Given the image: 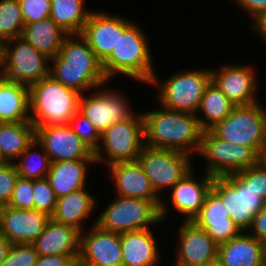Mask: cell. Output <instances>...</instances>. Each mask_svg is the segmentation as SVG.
<instances>
[{
	"instance_id": "obj_1",
	"label": "cell",
	"mask_w": 266,
	"mask_h": 266,
	"mask_svg": "<svg viewBox=\"0 0 266 266\" xmlns=\"http://www.w3.org/2000/svg\"><path fill=\"white\" fill-rule=\"evenodd\" d=\"M148 38L142 27L134 21L118 16V42L111 54L102 62L104 74L109 79L123 74L148 85H157ZM146 82V83H145Z\"/></svg>"
},
{
	"instance_id": "obj_2",
	"label": "cell",
	"mask_w": 266,
	"mask_h": 266,
	"mask_svg": "<svg viewBox=\"0 0 266 266\" xmlns=\"http://www.w3.org/2000/svg\"><path fill=\"white\" fill-rule=\"evenodd\" d=\"M53 68L49 75L59 83L85 94L108 82L102 62L81 34L68 35L55 58L50 59Z\"/></svg>"
},
{
	"instance_id": "obj_3",
	"label": "cell",
	"mask_w": 266,
	"mask_h": 266,
	"mask_svg": "<svg viewBox=\"0 0 266 266\" xmlns=\"http://www.w3.org/2000/svg\"><path fill=\"white\" fill-rule=\"evenodd\" d=\"M163 108V109H162ZM145 145L198 154L203 129L196 114L161 109L142 113Z\"/></svg>"
},
{
	"instance_id": "obj_4",
	"label": "cell",
	"mask_w": 266,
	"mask_h": 266,
	"mask_svg": "<svg viewBox=\"0 0 266 266\" xmlns=\"http://www.w3.org/2000/svg\"><path fill=\"white\" fill-rule=\"evenodd\" d=\"M81 94L50 75L29 86L30 122L34 127L68 125L79 109Z\"/></svg>"
},
{
	"instance_id": "obj_5",
	"label": "cell",
	"mask_w": 266,
	"mask_h": 266,
	"mask_svg": "<svg viewBox=\"0 0 266 266\" xmlns=\"http://www.w3.org/2000/svg\"><path fill=\"white\" fill-rule=\"evenodd\" d=\"M163 200L115 196L94 223L100 229L118 234L150 228L167 217Z\"/></svg>"
},
{
	"instance_id": "obj_6",
	"label": "cell",
	"mask_w": 266,
	"mask_h": 266,
	"mask_svg": "<svg viewBox=\"0 0 266 266\" xmlns=\"http://www.w3.org/2000/svg\"><path fill=\"white\" fill-rule=\"evenodd\" d=\"M144 145V117L142 113L134 114L101 133L99 148L94 153L95 162H104L106 166L117 162H135Z\"/></svg>"
},
{
	"instance_id": "obj_7",
	"label": "cell",
	"mask_w": 266,
	"mask_h": 266,
	"mask_svg": "<svg viewBox=\"0 0 266 266\" xmlns=\"http://www.w3.org/2000/svg\"><path fill=\"white\" fill-rule=\"evenodd\" d=\"M48 63L50 58L21 37L1 44L0 76L6 80L31 86L49 75Z\"/></svg>"
},
{
	"instance_id": "obj_8",
	"label": "cell",
	"mask_w": 266,
	"mask_h": 266,
	"mask_svg": "<svg viewBox=\"0 0 266 266\" xmlns=\"http://www.w3.org/2000/svg\"><path fill=\"white\" fill-rule=\"evenodd\" d=\"M211 190L223 202L229 218L241 232H247L254 216L266 206V200L237 173L213 177Z\"/></svg>"
},
{
	"instance_id": "obj_9",
	"label": "cell",
	"mask_w": 266,
	"mask_h": 266,
	"mask_svg": "<svg viewBox=\"0 0 266 266\" xmlns=\"http://www.w3.org/2000/svg\"><path fill=\"white\" fill-rule=\"evenodd\" d=\"M210 130L224 141L252 147L258 152L266 143V110L259 102L235 106L226 118Z\"/></svg>"
},
{
	"instance_id": "obj_10",
	"label": "cell",
	"mask_w": 266,
	"mask_h": 266,
	"mask_svg": "<svg viewBox=\"0 0 266 266\" xmlns=\"http://www.w3.org/2000/svg\"><path fill=\"white\" fill-rule=\"evenodd\" d=\"M210 82V68L179 71L160 85L157 100L164 108L196 114L205 88Z\"/></svg>"
},
{
	"instance_id": "obj_11",
	"label": "cell",
	"mask_w": 266,
	"mask_h": 266,
	"mask_svg": "<svg viewBox=\"0 0 266 266\" xmlns=\"http://www.w3.org/2000/svg\"><path fill=\"white\" fill-rule=\"evenodd\" d=\"M198 155L207 161L205 171L213 177L234 174L257 165V152L252 147L224 141L211 130L203 131Z\"/></svg>"
},
{
	"instance_id": "obj_12",
	"label": "cell",
	"mask_w": 266,
	"mask_h": 266,
	"mask_svg": "<svg viewBox=\"0 0 266 266\" xmlns=\"http://www.w3.org/2000/svg\"><path fill=\"white\" fill-rule=\"evenodd\" d=\"M190 157L181 151L144 145L137 161L160 197L162 190L172 188L193 169Z\"/></svg>"
},
{
	"instance_id": "obj_13",
	"label": "cell",
	"mask_w": 266,
	"mask_h": 266,
	"mask_svg": "<svg viewBox=\"0 0 266 266\" xmlns=\"http://www.w3.org/2000/svg\"><path fill=\"white\" fill-rule=\"evenodd\" d=\"M128 101L127 98L124 99L123 94L103 88L90 96L81 94L78 111L89 119L101 134L112 124L130 119L134 115Z\"/></svg>"
},
{
	"instance_id": "obj_14",
	"label": "cell",
	"mask_w": 266,
	"mask_h": 266,
	"mask_svg": "<svg viewBox=\"0 0 266 266\" xmlns=\"http://www.w3.org/2000/svg\"><path fill=\"white\" fill-rule=\"evenodd\" d=\"M35 139L43 146L50 162L95 160L94 152L68 125L35 128Z\"/></svg>"
},
{
	"instance_id": "obj_15",
	"label": "cell",
	"mask_w": 266,
	"mask_h": 266,
	"mask_svg": "<svg viewBox=\"0 0 266 266\" xmlns=\"http://www.w3.org/2000/svg\"><path fill=\"white\" fill-rule=\"evenodd\" d=\"M120 234L100 229L93 222L80 233L78 266H122Z\"/></svg>"
},
{
	"instance_id": "obj_16",
	"label": "cell",
	"mask_w": 266,
	"mask_h": 266,
	"mask_svg": "<svg viewBox=\"0 0 266 266\" xmlns=\"http://www.w3.org/2000/svg\"><path fill=\"white\" fill-rule=\"evenodd\" d=\"M174 266H205L218 258V244L193 221H183L178 228Z\"/></svg>"
},
{
	"instance_id": "obj_17",
	"label": "cell",
	"mask_w": 266,
	"mask_h": 266,
	"mask_svg": "<svg viewBox=\"0 0 266 266\" xmlns=\"http://www.w3.org/2000/svg\"><path fill=\"white\" fill-rule=\"evenodd\" d=\"M254 69L248 65H225L219 70L211 69V81L235 106L255 104L257 80ZM257 100V101H256Z\"/></svg>"
},
{
	"instance_id": "obj_18",
	"label": "cell",
	"mask_w": 266,
	"mask_h": 266,
	"mask_svg": "<svg viewBox=\"0 0 266 266\" xmlns=\"http://www.w3.org/2000/svg\"><path fill=\"white\" fill-rule=\"evenodd\" d=\"M50 216L34 209L0 207V233L12 244H31L43 232Z\"/></svg>"
},
{
	"instance_id": "obj_19",
	"label": "cell",
	"mask_w": 266,
	"mask_h": 266,
	"mask_svg": "<svg viewBox=\"0 0 266 266\" xmlns=\"http://www.w3.org/2000/svg\"><path fill=\"white\" fill-rule=\"evenodd\" d=\"M193 169L171 188V206L184 215L183 221H193L200 213L207 194L211 191L213 176L204 172L198 181Z\"/></svg>"
},
{
	"instance_id": "obj_20",
	"label": "cell",
	"mask_w": 266,
	"mask_h": 266,
	"mask_svg": "<svg viewBox=\"0 0 266 266\" xmlns=\"http://www.w3.org/2000/svg\"><path fill=\"white\" fill-rule=\"evenodd\" d=\"M80 233L75 227L50 218L43 232L31 244L39 256L70 255L78 261Z\"/></svg>"
},
{
	"instance_id": "obj_21",
	"label": "cell",
	"mask_w": 266,
	"mask_h": 266,
	"mask_svg": "<svg viewBox=\"0 0 266 266\" xmlns=\"http://www.w3.org/2000/svg\"><path fill=\"white\" fill-rule=\"evenodd\" d=\"M193 222L204 229L218 245L241 233L229 218V212L223 202L212 190L207 194L204 205Z\"/></svg>"
},
{
	"instance_id": "obj_22",
	"label": "cell",
	"mask_w": 266,
	"mask_h": 266,
	"mask_svg": "<svg viewBox=\"0 0 266 266\" xmlns=\"http://www.w3.org/2000/svg\"><path fill=\"white\" fill-rule=\"evenodd\" d=\"M109 171L115 185L116 195L144 200H162L138 161L110 164Z\"/></svg>"
},
{
	"instance_id": "obj_23",
	"label": "cell",
	"mask_w": 266,
	"mask_h": 266,
	"mask_svg": "<svg viewBox=\"0 0 266 266\" xmlns=\"http://www.w3.org/2000/svg\"><path fill=\"white\" fill-rule=\"evenodd\" d=\"M80 34L96 57L103 62L118 42V16L91 12Z\"/></svg>"
},
{
	"instance_id": "obj_24",
	"label": "cell",
	"mask_w": 266,
	"mask_h": 266,
	"mask_svg": "<svg viewBox=\"0 0 266 266\" xmlns=\"http://www.w3.org/2000/svg\"><path fill=\"white\" fill-rule=\"evenodd\" d=\"M218 259L224 266H266V246L241 232L218 246Z\"/></svg>"
},
{
	"instance_id": "obj_25",
	"label": "cell",
	"mask_w": 266,
	"mask_h": 266,
	"mask_svg": "<svg viewBox=\"0 0 266 266\" xmlns=\"http://www.w3.org/2000/svg\"><path fill=\"white\" fill-rule=\"evenodd\" d=\"M149 229L120 234L122 266H156L158 264L160 251L153 232Z\"/></svg>"
},
{
	"instance_id": "obj_26",
	"label": "cell",
	"mask_w": 266,
	"mask_h": 266,
	"mask_svg": "<svg viewBox=\"0 0 266 266\" xmlns=\"http://www.w3.org/2000/svg\"><path fill=\"white\" fill-rule=\"evenodd\" d=\"M96 198L85 188L57 198L56 208L51 218L64 225L75 227L80 232L84 231L83 221L92 215L97 207Z\"/></svg>"
},
{
	"instance_id": "obj_27",
	"label": "cell",
	"mask_w": 266,
	"mask_h": 266,
	"mask_svg": "<svg viewBox=\"0 0 266 266\" xmlns=\"http://www.w3.org/2000/svg\"><path fill=\"white\" fill-rule=\"evenodd\" d=\"M95 160H74L54 162L50 165L47 179L57 198L86 188L88 165Z\"/></svg>"
},
{
	"instance_id": "obj_28",
	"label": "cell",
	"mask_w": 266,
	"mask_h": 266,
	"mask_svg": "<svg viewBox=\"0 0 266 266\" xmlns=\"http://www.w3.org/2000/svg\"><path fill=\"white\" fill-rule=\"evenodd\" d=\"M29 86L0 76V123L30 121Z\"/></svg>"
},
{
	"instance_id": "obj_29",
	"label": "cell",
	"mask_w": 266,
	"mask_h": 266,
	"mask_svg": "<svg viewBox=\"0 0 266 266\" xmlns=\"http://www.w3.org/2000/svg\"><path fill=\"white\" fill-rule=\"evenodd\" d=\"M68 35L48 17L41 21L25 24L21 38L30 43L38 52L52 59L57 56Z\"/></svg>"
},
{
	"instance_id": "obj_30",
	"label": "cell",
	"mask_w": 266,
	"mask_h": 266,
	"mask_svg": "<svg viewBox=\"0 0 266 266\" xmlns=\"http://www.w3.org/2000/svg\"><path fill=\"white\" fill-rule=\"evenodd\" d=\"M34 140L35 127L30 121L0 123V152L7 163L16 162Z\"/></svg>"
},
{
	"instance_id": "obj_31",
	"label": "cell",
	"mask_w": 266,
	"mask_h": 266,
	"mask_svg": "<svg viewBox=\"0 0 266 266\" xmlns=\"http://www.w3.org/2000/svg\"><path fill=\"white\" fill-rule=\"evenodd\" d=\"M235 105L226 95L211 81L205 88L204 94L196 115L201 112V117L197 115L201 128L206 131L213 128L217 123L226 118Z\"/></svg>"
},
{
	"instance_id": "obj_32",
	"label": "cell",
	"mask_w": 266,
	"mask_h": 266,
	"mask_svg": "<svg viewBox=\"0 0 266 266\" xmlns=\"http://www.w3.org/2000/svg\"><path fill=\"white\" fill-rule=\"evenodd\" d=\"M84 0H50V18L69 35L80 34L87 22L90 10Z\"/></svg>"
},
{
	"instance_id": "obj_33",
	"label": "cell",
	"mask_w": 266,
	"mask_h": 266,
	"mask_svg": "<svg viewBox=\"0 0 266 266\" xmlns=\"http://www.w3.org/2000/svg\"><path fill=\"white\" fill-rule=\"evenodd\" d=\"M41 149L42 153L35 149ZM14 162L18 176L25 179L37 180L47 178L50 171V159L43 146L35 139Z\"/></svg>"
},
{
	"instance_id": "obj_34",
	"label": "cell",
	"mask_w": 266,
	"mask_h": 266,
	"mask_svg": "<svg viewBox=\"0 0 266 266\" xmlns=\"http://www.w3.org/2000/svg\"><path fill=\"white\" fill-rule=\"evenodd\" d=\"M24 21L18 0H0V43L21 37Z\"/></svg>"
},
{
	"instance_id": "obj_35",
	"label": "cell",
	"mask_w": 266,
	"mask_h": 266,
	"mask_svg": "<svg viewBox=\"0 0 266 266\" xmlns=\"http://www.w3.org/2000/svg\"><path fill=\"white\" fill-rule=\"evenodd\" d=\"M34 210L50 217L54 214L57 197L47 178L33 180Z\"/></svg>"
},
{
	"instance_id": "obj_36",
	"label": "cell",
	"mask_w": 266,
	"mask_h": 266,
	"mask_svg": "<svg viewBox=\"0 0 266 266\" xmlns=\"http://www.w3.org/2000/svg\"><path fill=\"white\" fill-rule=\"evenodd\" d=\"M73 132L88 146L94 153L99 148L101 134L94 125L77 111L69 122Z\"/></svg>"
},
{
	"instance_id": "obj_37",
	"label": "cell",
	"mask_w": 266,
	"mask_h": 266,
	"mask_svg": "<svg viewBox=\"0 0 266 266\" xmlns=\"http://www.w3.org/2000/svg\"><path fill=\"white\" fill-rule=\"evenodd\" d=\"M38 257L32 244H13L2 266H34Z\"/></svg>"
},
{
	"instance_id": "obj_38",
	"label": "cell",
	"mask_w": 266,
	"mask_h": 266,
	"mask_svg": "<svg viewBox=\"0 0 266 266\" xmlns=\"http://www.w3.org/2000/svg\"><path fill=\"white\" fill-rule=\"evenodd\" d=\"M7 206L16 209H34L33 180L18 177Z\"/></svg>"
},
{
	"instance_id": "obj_39",
	"label": "cell",
	"mask_w": 266,
	"mask_h": 266,
	"mask_svg": "<svg viewBox=\"0 0 266 266\" xmlns=\"http://www.w3.org/2000/svg\"><path fill=\"white\" fill-rule=\"evenodd\" d=\"M22 10L24 24L41 21L50 17V0H18Z\"/></svg>"
},
{
	"instance_id": "obj_40",
	"label": "cell",
	"mask_w": 266,
	"mask_h": 266,
	"mask_svg": "<svg viewBox=\"0 0 266 266\" xmlns=\"http://www.w3.org/2000/svg\"><path fill=\"white\" fill-rule=\"evenodd\" d=\"M18 177L14 163L0 167V207L8 205Z\"/></svg>"
},
{
	"instance_id": "obj_41",
	"label": "cell",
	"mask_w": 266,
	"mask_h": 266,
	"mask_svg": "<svg viewBox=\"0 0 266 266\" xmlns=\"http://www.w3.org/2000/svg\"><path fill=\"white\" fill-rule=\"evenodd\" d=\"M237 174L247 183L250 187L266 200V171L261 169L258 165L243 169Z\"/></svg>"
},
{
	"instance_id": "obj_42",
	"label": "cell",
	"mask_w": 266,
	"mask_h": 266,
	"mask_svg": "<svg viewBox=\"0 0 266 266\" xmlns=\"http://www.w3.org/2000/svg\"><path fill=\"white\" fill-rule=\"evenodd\" d=\"M251 236L255 237L258 241L266 246V206L262 208L254 216L252 225L248 232Z\"/></svg>"
},
{
	"instance_id": "obj_43",
	"label": "cell",
	"mask_w": 266,
	"mask_h": 266,
	"mask_svg": "<svg viewBox=\"0 0 266 266\" xmlns=\"http://www.w3.org/2000/svg\"><path fill=\"white\" fill-rule=\"evenodd\" d=\"M34 266H78V261L70 255L39 256Z\"/></svg>"
},
{
	"instance_id": "obj_44",
	"label": "cell",
	"mask_w": 266,
	"mask_h": 266,
	"mask_svg": "<svg viewBox=\"0 0 266 266\" xmlns=\"http://www.w3.org/2000/svg\"><path fill=\"white\" fill-rule=\"evenodd\" d=\"M239 7L250 14L252 20L266 13V0H234Z\"/></svg>"
},
{
	"instance_id": "obj_45",
	"label": "cell",
	"mask_w": 266,
	"mask_h": 266,
	"mask_svg": "<svg viewBox=\"0 0 266 266\" xmlns=\"http://www.w3.org/2000/svg\"><path fill=\"white\" fill-rule=\"evenodd\" d=\"M253 22L252 28L259 32V36L261 35V38L263 37L266 41V13L259 15Z\"/></svg>"
},
{
	"instance_id": "obj_46",
	"label": "cell",
	"mask_w": 266,
	"mask_h": 266,
	"mask_svg": "<svg viewBox=\"0 0 266 266\" xmlns=\"http://www.w3.org/2000/svg\"><path fill=\"white\" fill-rule=\"evenodd\" d=\"M12 245L13 244L9 241V239L0 233V266H2V263L6 259Z\"/></svg>"
},
{
	"instance_id": "obj_47",
	"label": "cell",
	"mask_w": 266,
	"mask_h": 266,
	"mask_svg": "<svg viewBox=\"0 0 266 266\" xmlns=\"http://www.w3.org/2000/svg\"><path fill=\"white\" fill-rule=\"evenodd\" d=\"M257 165L266 171V143L258 149Z\"/></svg>"
},
{
	"instance_id": "obj_48",
	"label": "cell",
	"mask_w": 266,
	"mask_h": 266,
	"mask_svg": "<svg viewBox=\"0 0 266 266\" xmlns=\"http://www.w3.org/2000/svg\"><path fill=\"white\" fill-rule=\"evenodd\" d=\"M205 266H224V265L218 258H216L215 260L208 262Z\"/></svg>"
},
{
	"instance_id": "obj_49",
	"label": "cell",
	"mask_w": 266,
	"mask_h": 266,
	"mask_svg": "<svg viewBox=\"0 0 266 266\" xmlns=\"http://www.w3.org/2000/svg\"><path fill=\"white\" fill-rule=\"evenodd\" d=\"M6 163H7V162L3 159V156H2V154H1V152H0V167H1V166H4Z\"/></svg>"
},
{
	"instance_id": "obj_50",
	"label": "cell",
	"mask_w": 266,
	"mask_h": 266,
	"mask_svg": "<svg viewBox=\"0 0 266 266\" xmlns=\"http://www.w3.org/2000/svg\"><path fill=\"white\" fill-rule=\"evenodd\" d=\"M0 59H1V43H0Z\"/></svg>"
}]
</instances>
